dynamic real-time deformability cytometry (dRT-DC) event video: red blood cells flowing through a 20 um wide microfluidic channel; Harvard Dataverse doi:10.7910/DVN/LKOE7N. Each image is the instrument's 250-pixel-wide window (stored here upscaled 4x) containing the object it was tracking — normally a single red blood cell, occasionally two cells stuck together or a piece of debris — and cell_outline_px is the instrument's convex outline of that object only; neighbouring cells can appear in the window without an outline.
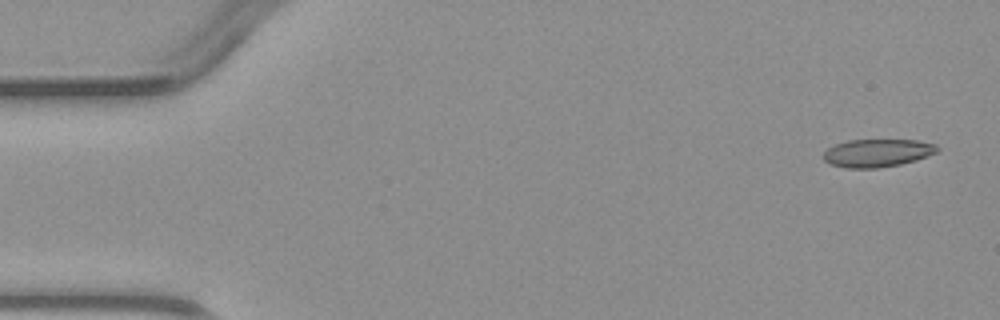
{"species": "common noctule bat (a hibernating species)", "species_latin": "Nyctalus noctula", "temperature_condition": "warm", "stored_images_in_passage": 4, "camera_frame_rate_fps": 3000, "um_per_image_px": 0.085, "animal": {"sex": "male", "body_mass_g": 23.1, "forearm_length_mm": 52.7}, "frame": {"image": 1, "passage_image": 1, "time_ms": 0.0, "image_size_px": [1000, 320], "cell_outline_px": [[940, 148], [936, 152], [916, 160], [900, 164], [876, 168], [848, 168], [832, 164], [824, 160], [824, 152], [828, 148], [836, 144], [848, 140], [916, 140], [936, 144]], "centroid_in_image_um": [74.59, 12.99], "position_along_channel_um": 10.4, "area_um2": 18.32}}